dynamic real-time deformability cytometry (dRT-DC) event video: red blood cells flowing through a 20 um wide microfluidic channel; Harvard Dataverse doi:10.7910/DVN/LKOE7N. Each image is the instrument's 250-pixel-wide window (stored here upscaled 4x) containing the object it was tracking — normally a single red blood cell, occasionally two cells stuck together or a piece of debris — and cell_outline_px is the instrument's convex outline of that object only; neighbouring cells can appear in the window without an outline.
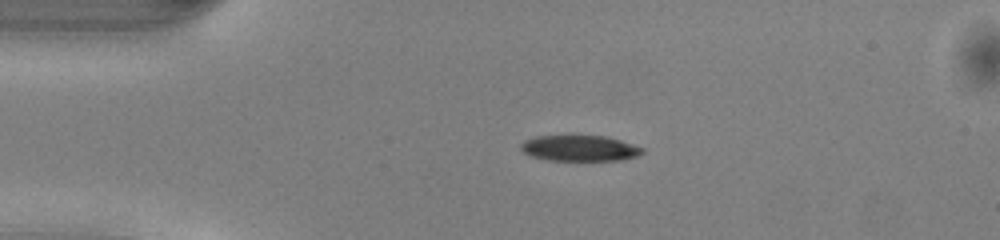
{"species": "common noctule bat (a hibernating species)", "species_latin": "Nyctalus noctula", "temperature_condition": "warm", "stored_images_in_passage": 40, "camera_frame_rate_fps": 3000, "um_per_image_px": 0.085, "animal": {"sex": "male", "body_mass_g": 13.0, "forearm_length_mm": 53.1}, "frame": {"image": 1, "passage_image": 1, "time_ms": 0.0, "image_size_px": [1000, 240], "cell_outline_px": [[644, 152], [636, 156], [620, 160], [548, 160], [532, 156], [524, 152], [520, 148], [520, 144], [524, 140], [536, 136], [608, 136], [644, 148]], "centroid_in_image_um": [49.27, 12.59], "position_along_channel_um": 35.7, "area_um2": 18.15}}
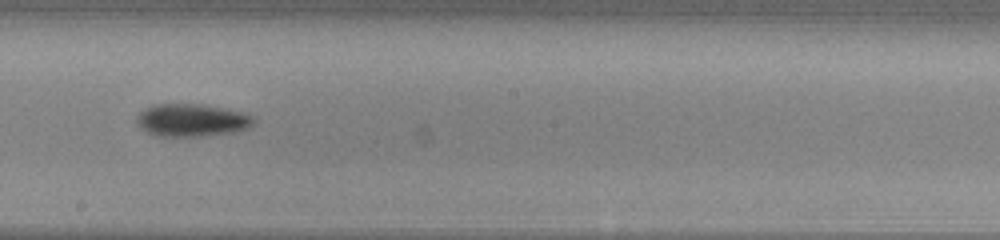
{"frame": {"image": 2, "passage_image": 18, "time_ms": 5.667, "image_size_px": [1000, 240], "cell_outline_px": [[256, 124], [248, 128], [236, 132], [200, 136], [156, 136], [140, 128], [136, 124], [136, 116], [140, 112], [156, 104], [204, 104], [240, 112], [252, 116], [256, 120]], "centroid_in_image_um": [16.31, 10.22], "position_along_channel_um": 231.9, "area_um2": 22.31}}
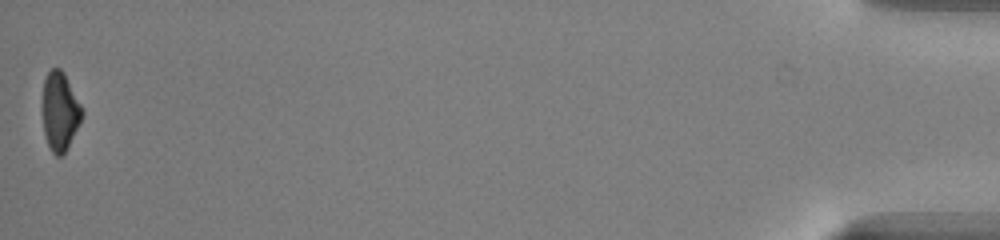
{"frame": {"image": 3, "passage_image": 40, "time_ms": 13.0, "image_size_px": [1000, 240], "cell_outline_px": [[84, 112], [68, 148], [60, 156], [56, 156], [52, 152], [48, 144], [44, 132], [44, 80], [48, 72], [52, 68], [60, 68], [64, 72], [84, 108]], "centroid_in_image_um": [5.14, 9.45], "position_along_channel_um": 430.1, "area_um2": 17.86}, "authors_computed_cell_mechanics": {"area_um2": 20.23, "velocity_mm_per_s": 4.107, "shape_relaxation_time_tau1_ms": 2.2891, "shape_relaxation_time_tau2_ms": null, "deformation_change_tau1": 0.1277, "deformation_change_tau2": null}}